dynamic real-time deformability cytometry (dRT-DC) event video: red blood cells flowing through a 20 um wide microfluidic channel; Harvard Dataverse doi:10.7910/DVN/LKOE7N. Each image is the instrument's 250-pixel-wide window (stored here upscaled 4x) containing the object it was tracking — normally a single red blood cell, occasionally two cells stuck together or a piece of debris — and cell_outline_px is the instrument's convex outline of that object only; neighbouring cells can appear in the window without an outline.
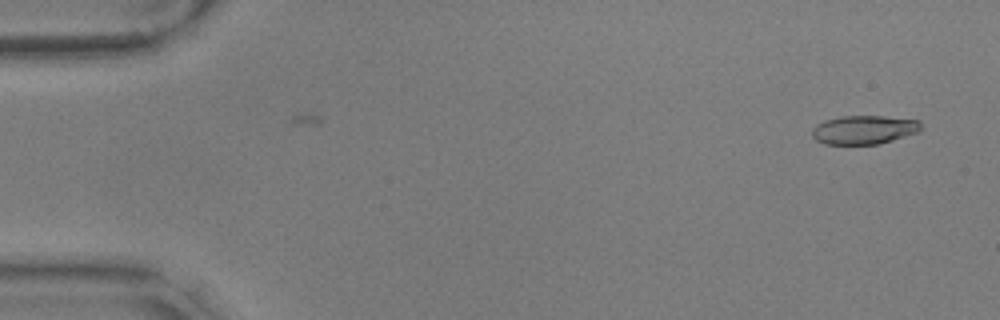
{"species": "common noctule bat (a hibernating species)", "species_latin": "Nyctalus noctula", "temperature_condition": "warm", "stored_images_in_passage": 3, "camera_frame_rate_fps": 3000, "um_per_image_px": 0.085, "animal": {"sex": "male", "body_mass_g": 17.9, "forearm_length_mm": 54.2}, "frame": {"image": 1, "passage_image": 2, "time_ms": 0.333, "image_size_px": [1000, 320], "cell_outline_px": [[920, 132], [892, 140], [876, 144], [824, 144], [816, 140], [812, 136], [812, 128], [816, 124], [824, 120], [840, 116], [884, 116], [920, 120]], "centroid_in_image_um": [73.42, 11.02], "position_along_channel_um": 11.6, "area_um2": 18.32}}